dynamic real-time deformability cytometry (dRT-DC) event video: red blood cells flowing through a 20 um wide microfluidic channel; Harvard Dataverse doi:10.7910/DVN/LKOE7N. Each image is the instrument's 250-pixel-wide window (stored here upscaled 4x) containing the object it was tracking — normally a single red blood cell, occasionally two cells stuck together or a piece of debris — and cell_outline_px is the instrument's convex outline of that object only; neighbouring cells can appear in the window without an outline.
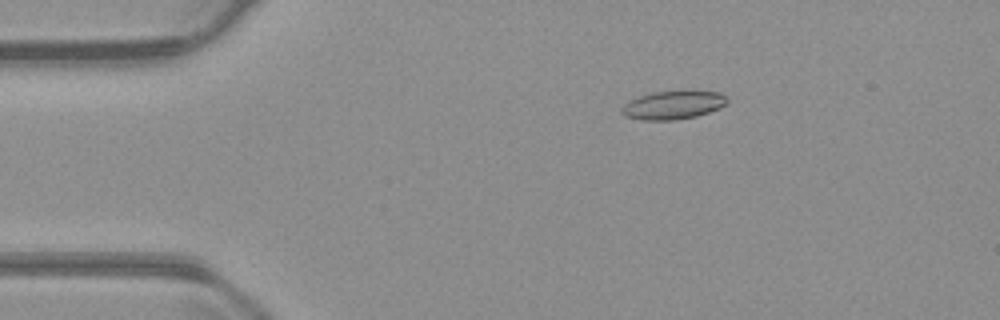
{"species": "common noctule bat (a hibernating species)", "species_latin": "Nyctalus noctula", "temperature_condition": "warm", "stored_images_in_passage": 46, "camera_frame_rate_fps": 3000, "um_per_image_px": 0.085, "animal": {"sex": "male", "body_mass_g": 23.1, "forearm_length_mm": 52.7}, "frame": {"image": 1, "passage_image": 1, "time_ms": 0.0, "image_size_px": [1000, 320], "cell_outline_px": [[728, 104], [720, 108], [696, 116], [676, 120], [644, 120], [624, 116], [620, 112], [620, 108], [628, 100], [640, 96], [656, 92], [720, 92], [728, 96]], "centroid_in_image_um": [57.21, 8.95], "position_along_channel_um": 27.8, "area_um2": 17.34}}
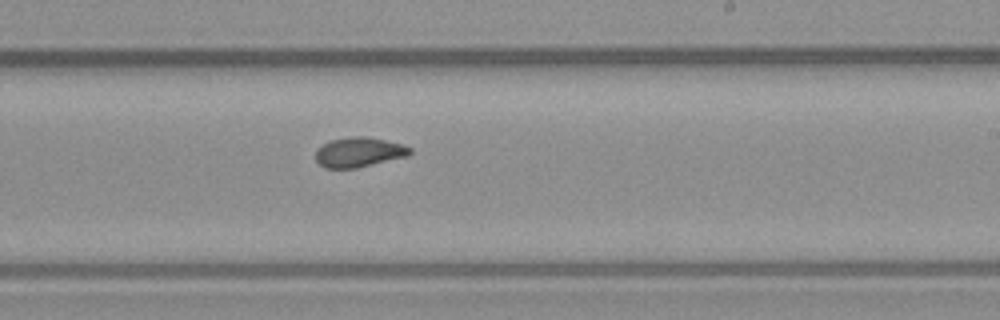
{"frame": {"image": 2, "passage_image": 24, "time_ms": 7.667, "image_size_px": [1000, 320], "cell_outline_px": [[412, 152], [408, 156], [356, 168], [324, 168], [316, 160], [316, 148], [320, 144], [332, 140], [348, 136], [368, 136], [404, 144], [412, 148]], "centroid_in_image_um": [30.51, 12.92], "position_along_channel_um": 258.5, "area_um2": 16.65}}
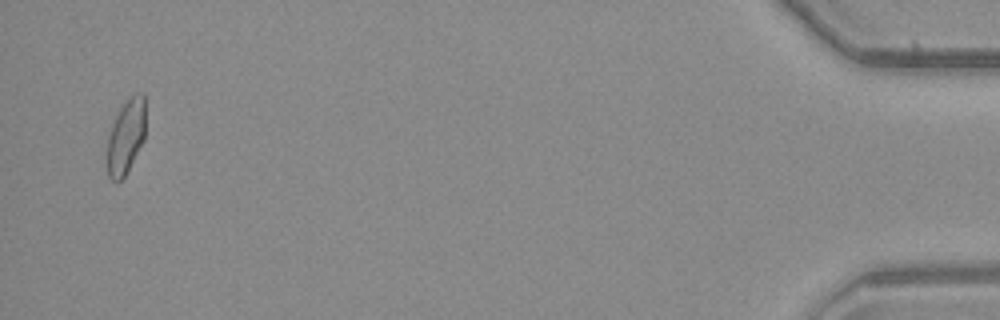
{"frame": {"image": 3, "passage_image": 45, "time_ms": 14.667, "image_size_px": [1000, 320], "cell_outline_px": [[144, 140], [124, 176], [116, 184], [108, 176], [108, 136], [112, 124], [120, 108], [128, 96], [136, 92], [144, 92]], "centroid_in_image_um": [10.71, 11.57], "position_along_channel_um": 424.5, "area_um2": 16.53}, "authors_computed_cell_mechanics": {"area_um2": 16.6464, "velocity_mm_per_s": 3.7374, "shape_relaxation_time_tau1_ms": 10.8561, "shape_relaxation_time_tau2_ms": 2.6016, "deformation_change_tau1": 0.2239, "deformation_change_tau2": 0.0813}}